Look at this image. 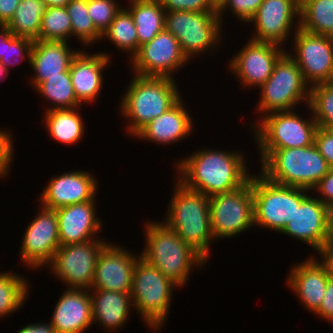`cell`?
Here are the masks:
<instances>
[{"label": "cell", "mask_w": 333, "mask_h": 333, "mask_svg": "<svg viewBox=\"0 0 333 333\" xmlns=\"http://www.w3.org/2000/svg\"><path fill=\"white\" fill-rule=\"evenodd\" d=\"M245 160L238 151L201 149L174 166L179 182L210 198L239 189L250 180Z\"/></svg>", "instance_id": "6da1fadb"}, {"label": "cell", "mask_w": 333, "mask_h": 333, "mask_svg": "<svg viewBox=\"0 0 333 333\" xmlns=\"http://www.w3.org/2000/svg\"><path fill=\"white\" fill-rule=\"evenodd\" d=\"M261 174L285 186L313 190L329 166L315 144L286 149H260Z\"/></svg>", "instance_id": "7a4b0ae2"}, {"label": "cell", "mask_w": 333, "mask_h": 333, "mask_svg": "<svg viewBox=\"0 0 333 333\" xmlns=\"http://www.w3.org/2000/svg\"><path fill=\"white\" fill-rule=\"evenodd\" d=\"M146 243L141 257L159 269L176 285L184 287L193 266H204L207 261L185 243L164 222H146Z\"/></svg>", "instance_id": "3957f363"}, {"label": "cell", "mask_w": 333, "mask_h": 333, "mask_svg": "<svg viewBox=\"0 0 333 333\" xmlns=\"http://www.w3.org/2000/svg\"><path fill=\"white\" fill-rule=\"evenodd\" d=\"M134 76L119 107L120 113L128 119L127 133L133 137L181 98L173 78Z\"/></svg>", "instance_id": "277c9868"}, {"label": "cell", "mask_w": 333, "mask_h": 333, "mask_svg": "<svg viewBox=\"0 0 333 333\" xmlns=\"http://www.w3.org/2000/svg\"><path fill=\"white\" fill-rule=\"evenodd\" d=\"M176 183L164 223L207 261L209 244L214 240L209 197L186 188L178 180Z\"/></svg>", "instance_id": "5b68a950"}, {"label": "cell", "mask_w": 333, "mask_h": 333, "mask_svg": "<svg viewBox=\"0 0 333 333\" xmlns=\"http://www.w3.org/2000/svg\"><path fill=\"white\" fill-rule=\"evenodd\" d=\"M179 287L154 265L140 257L133 272V307L152 331L164 326L169 314L173 290Z\"/></svg>", "instance_id": "8992f818"}, {"label": "cell", "mask_w": 333, "mask_h": 333, "mask_svg": "<svg viewBox=\"0 0 333 333\" xmlns=\"http://www.w3.org/2000/svg\"><path fill=\"white\" fill-rule=\"evenodd\" d=\"M252 192L254 225L281 232L310 191L274 183L260 173L252 174Z\"/></svg>", "instance_id": "52a82bcc"}, {"label": "cell", "mask_w": 333, "mask_h": 333, "mask_svg": "<svg viewBox=\"0 0 333 333\" xmlns=\"http://www.w3.org/2000/svg\"><path fill=\"white\" fill-rule=\"evenodd\" d=\"M289 53L285 51L279 57L272 74L260 87L262 95L256 110L264 116L272 112L289 111L304 101V104L309 105L311 87Z\"/></svg>", "instance_id": "ba28073f"}, {"label": "cell", "mask_w": 333, "mask_h": 333, "mask_svg": "<svg viewBox=\"0 0 333 333\" xmlns=\"http://www.w3.org/2000/svg\"><path fill=\"white\" fill-rule=\"evenodd\" d=\"M221 26L217 12H165V29L178 40L188 60L217 48L222 40Z\"/></svg>", "instance_id": "9c48e42d"}, {"label": "cell", "mask_w": 333, "mask_h": 333, "mask_svg": "<svg viewBox=\"0 0 333 333\" xmlns=\"http://www.w3.org/2000/svg\"><path fill=\"white\" fill-rule=\"evenodd\" d=\"M294 110L261 115L258 124L252 127L258 149L298 148L314 144L318 125L313 114L306 120Z\"/></svg>", "instance_id": "30bf717a"}, {"label": "cell", "mask_w": 333, "mask_h": 333, "mask_svg": "<svg viewBox=\"0 0 333 333\" xmlns=\"http://www.w3.org/2000/svg\"><path fill=\"white\" fill-rule=\"evenodd\" d=\"M209 205L214 240L233 238L255 226L252 175L239 189L211 196Z\"/></svg>", "instance_id": "8fae6325"}, {"label": "cell", "mask_w": 333, "mask_h": 333, "mask_svg": "<svg viewBox=\"0 0 333 333\" xmlns=\"http://www.w3.org/2000/svg\"><path fill=\"white\" fill-rule=\"evenodd\" d=\"M107 243L94 239L78 244L60 245L48 266L67 288L89 290L93 284L98 255Z\"/></svg>", "instance_id": "7c38bea8"}, {"label": "cell", "mask_w": 333, "mask_h": 333, "mask_svg": "<svg viewBox=\"0 0 333 333\" xmlns=\"http://www.w3.org/2000/svg\"><path fill=\"white\" fill-rule=\"evenodd\" d=\"M294 56L305 81L310 87L333 81V37L312 34L295 24Z\"/></svg>", "instance_id": "4fadbf2b"}, {"label": "cell", "mask_w": 333, "mask_h": 333, "mask_svg": "<svg viewBox=\"0 0 333 333\" xmlns=\"http://www.w3.org/2000/svg\"><path fill=\"white\" fill-rule=\"evenodd\" d=\"M131 61L137 76L173 78V73L189 60L175 36L163 29L151 41L141 45Z\"/></svg>", "instance_id": "5bb4252c"}, {"label": "cell", "mask_w": 333, "mask_h": 333, "mask_svg": "<svg viewBox=\"0 0 333 333\" xmlns=\"http://www.w3.org/2000/svg\"><path fill=\"white\" fill-rule=\"evenodd\" d=\"M320 251L333 233V211L308 195L296 206L292 220L280 232Z\"/></svg>", "instance_id": "9a60e30c"}, {"label": "cell", "mask_w": 333, "mask_h": 333, "mask_svg": "<svg viewBox=\"0 0 333 333\" xmlns=\"http://www.w3.org/2000/svg\"><path fill=\"white\" fill-rule=\"evenodd\" d=\"M39 210L21 242L20 259L29 269L48 265L60 246L56 211L43 206Z\"/></svg>", "instance_id": "2e32d148"}, {"label": "cell", "mask_w": 333, "mask_h": 333, "mask_svg": "<svg viewBox=\"0 0 333 333\" xmlns=\"http://www.w3.org/2000/svg\"><path fill=\"white\" fill-rule=\"evenodd\" d=\"M279 44L249 40L229 62V70L241 84L261 87L273 72L276 61L285 52ZM235 56V57H234Z\"/></svg>", "instance_id": "e0dca14e"}, {"label": "cell", "mask_w": 333, "mask_h": 333, "mask_svg": "<svg viewBox=\"0 0 333 333\" xmlns=\"http://www.w3.org/2000/svg\"><path fill=\"white\" fill-rule=\"evenodd\" d=\"M295 17H300V0H264L249 21L256 34L250 39L282 46L289 39Z\"/></svg>", "instance_id": "ac0fdd59"}, {"label": "cell", "mask_w": 333, "mask_h": 333, "mask_svg": "<svg viewBox=\"0 0 333 333\" xmlns=\"http://www.w3.org/2000/svg\"><path fill=\"white\" fill-rule=\"evenodd\" d=\"M139 255L108 242L98 255L91 289L131 293Z\"/></svg>", "instance_id": "d6986e66"}, {"label": "cell", "mask_w": 333, "mask_h": 333, "mask_svg": "<svg viewBox=\"0 0 333 333\" xmlns=\"http://www.w3.org/2000/svg\"><path fill=\"white\" fill-rule=\"evenodd\" d=\"M97 181L88 171L65 172L50 179L40 196L41 206L57 209L95 199Z\"/></svg>", "instance_id": "ffe728a7"}, {"label": "cell", "mask_w": 333, "mask_h": 333, "mask_svg": "<svg viewBox=\"0 0 333 333\" xmlns=\"http://www.w3.org/2000/svg\"><path fill=\"white\" fill-rule=\"evenodd\" d=\"M95 201L55 209L60 245L78 244L99 238L95 235L101 230L102 222L96 216Z\"/></svg>", "instance_id": "44dd1931"}, {"label": "cell", "mask_w": 333, "mask_h": 333, "mask_svg": "<svg viewBox=\"0 0 333 333\" xmlns=\"http://www.w3.org/2000/svg\"><path fill=\"white\" fill-rule=\"evenodd\" d=\"M287 280L288 287L298 296L304 307L311 312H316L321 303L331 276L321 260L311 258L290 269Z\"/></svg>", "instance_id": "7402d4cb"}, {"label": "cell", "mask_w": 333, "mask_h": 333, "mask_svg": "<svg viewBox=\"0 0 333 333\" xmlns=\"http://www.w3.org/2000/svg\"><path fill=\"white\" fill-rule=\"evenodd\" d=\"M50 323L56 333L85 332L93 324L89 290L67 288L55 305Z\"/></svg>", "instance_id": "603a6c76"}, {"label": "cell", "mask_w": 333, "mask_h": 333, "mask_svg": "<svg viewBox=\"0 0 333 333\" xmlns=\"http://www.w3.org/2000/svg\"><path fill=\"white\" fill-rule=\"evenodd\" d=\"M109 57L104 52L89 55L79 51L73 58L69 72L75 96L81 105L83 102H96L103 86V69L110 63Z\"/></svg>", "instance_id": "cb8c5ba5"}, {"label": "cell", "mask_w": 333, "mask_h": 333, "mask_svg": "<svg viewBox=\"0 0 333 333\" xmlns=\"http://www.w3.org/2000/svg\"><path fill=\"white\" fill-rule=\"evenodd\" d=\"M67 43L66 41H34L30 57V66L35 72L31 79L33 89L49 77L61 76L62 72L69 70L73 58L80 49L71 50Z\"/></svg>", "instance_id": "d4e9b609"}, {"label": "cell", "mask_w": 333, "mask_h": 333, "mask_svg": "<svg viewBox=\"0 0 333 333\" xmlns=\"http://www.w3.org/2000/svg\"><path fill=\"white\" fill-rule=\"evenodd\" d=\"M182 100L180 98L170 109L150 121L134 137L168 145L189 136L194 129L193 118Z\"/></svg>", "instance_id": "484cf974"}, {"label": "cell", "mask_w": 333, "mask_h": 333, "mask_svg": "<svg viewBox=\"0 0 333 333\" xmlns=\"http://www.w3.org/2000/svg\"><path fill=\"white\" fill-rule=\"evenodd\" d=\"M93 293H92V291ZM93 322H98L106 330L121 329L129 318L133 306L128 292H116L102 289H89Z\"/></svg>", "instance_id": "4316f807"}, {"label": "cell", "mask_w": 333, "mask_h": 333, "mask_svg": "<svg viewBox=\"0 0 333 333\" xmlns=\"http://www.w3.org/2000/svg\"><path fill=\"white\" fill-rule=\"evenodd\" d=\"M130 3V5H129ZM128 10L137 29L138 50L165 29V10L160 0H129Z\"/></svg>", "instance_id": "83f0119b"}, {"label": "cell", "mask_w": 333, "mask_h": 333, "mask_svg": "<svg viewBox=\"0 0 333 333\" xmlns=\"http://www.w3.org/2000/svg\"><path fill=\"white\" fill-rule=\"evenodd\" d=\"M78 108L46 111L43 118L48 134L65 144L78 143L85 130Z\"/></svg>", "instance_id": "f1b7e54d"}, {"label": "cell", "mask_w": 333, "mask_h": 333, "mask_svg": "<svg viewBox=\"0 0 333 333\" xmlns=\"http://www.w3.org/2000/svg\"><path fill=\"white\" fill-rule=\"evenodd\" d=\"M299 27L333 37V0H300Z\"/></svg>", "instance_id": "f546056e"}, {"label": "cell", "mask_w": 333, "mask_h": 333, "mask_svg": "<svg viewBox=\"0 0 333 333\" xmlns=\"http://www.w3.org/2000/svg\"><path fill=\"white\" fill-rule=\"evenodd\" d=\"M47 8L43 0H21L13 18L6 26L15 36L36 41Z\"/></svg>", "instance_id": "4dcf8cb0"}, {"label": "cell", "mask_w": 333, "mask_h": 333, "mask_svg": "<svg viewBox=\"0 0 333 333\" xmlns=\"http://www.w3.org/2000/svg\"><path fill=\"white\" fill-rule=\"evenodd\" d=\"M36 90L42 97L52 103L51 107L46 111L74 109L82 106L75 96L69 70L62 72L61 76L49 77Z\"/></svg>", "instance_id": "1f68e13d"}, {"label": "cell", "mask_w": 333, "mask_h": 333, "mask_svg": "<svg viewBox=\"0 0 333 333\" xmlns=\"http://www.w3.org/2000/svg\"><path fill=\"white\" fill-rule=\"evenodd\" d=\"M102 38H108L117 49L131 53V58L138 52L137 29L127 8L122 9L114 17Z\"/></svg>", "instance_id": "d6a6232c"}, {"label": "cell", "mask_w": 333, "mask_h": 333, "mask_svg": "<svg viewBox=\"0 0 333 333\" xmlns=\"http://www.w3.org/2000/svg\"><path fill=\"white\" fill-rule=\"evenodd\" d=\"M29 292V283L17 273H0V317L14 313L24 305Z\"/></svg>", "instance_id": "836d02e7"}, {"label": "cell", "mask_w": 333, "mask_h": 333, "mask_svg": "<svg viewBox=\"0 0 333 333\" xmlns=\"http://www.w3.org/2000/svg\"><path fill=\"white\" fill-rule=\"evenodd\" d=\"M71 19V37L74 35L84 45H91L102 39L88 14L87 0H71L66 6Z\"/></svg>", "instance_id": "e575fe53"}, {"label": "cell", "mask_w": 333, "mask_h": 333, "mask_svg": "<svg viewBox=\"0 0 333 333\" xmlns=\"http://www.w3.org/2000/svg\"><path fill=\"white\" fill-rule=\"evenodd\" d=\"M71 37V19L66 7H48L40 26L42 41H66Z\"/></svg>", "instance_id": "d590c367"}, {"label": "cell", "mask_w": 333, "mask_h": 333, "mask_svg": "<svg viewBox=\"0 0 333 333\" xmlns=\"http://www.w3.org/2000/svg\"><path fill=\"white\" fill-rule=\"evenodd\" d=\"M307 107L319 127L333 130V81L313 85Z\"/></svg>", "instance_id": "8d00e7d4"}, {"label": "cell", "mask_w": 333, "mask_h": 333, "mask_svg": "<svg viewBox=\"0 0 333 333\" xmlns=\"http://www.w3.org/2000/svg\"><path fill=\"white\" fill-rule=\"evenodd\" d=\"M117 3L116 0H87L90 19L102 35L122 9Z\"/></svg>", "instance_id": "74e56055"}, {"label": "cell", "mask_w": 333, "mask_h": 333, "mask_svg": "<svg viewBox=\"0 0 333 333\" xmlns=\"http://www.w3.org/2000/svg\"><path fill=\"white\" fill-rule=\"evenodd\" d=\"M34 41L28 38L24 37H18L15 36L14 34H11L7 39H6V51H5V56L2 58L0 61L9 71V67L14 66V64H19V60L16 61L17 58L15 57H21L20 60L21 62L23 61L24 58L28 60V64H30V57H31V50L33 46ZM27 55V56H26ZM12 57L14 59H12ZM14 60V61H12Z\"/></svg>", "instance_id": "f35d334b"}, {"label": "cell", "mask_w": 333, "mask_h": 333, "mask_svg": "<svg viewBox=\"0 0 333 333\" xmlns=\"http://www.w3.org/2000/svg\"><path fill=\"white\" fill-rule=\"evenodd\" d=\"M264 0H225L224 3L217 9L218 16L222 24V15L227 7H229L234 16L242 22H249L250 19L258 11L259 6ZM224 11V12H223Z\"/></svg>", "instance_id": "ab89813d"}, {"label": "cell", "mask_w": 333, "mask_h": 333, "mask_svg": "<svg viewBox=\"0 0 333 333\" xmlns=\"http://www.w3.org/2000/svg\"><path fill=\"white\" fill-rule=\"evenodd\" d=\"M163 9L170 11L217 12L210 0H160Z\"/></svg>", "instance_id": "60d3db41"}, {"label": "cell", "mask_w": 333, "mask_h": 333, "mask_svg": "<svg viewBox=\"0 0 333 333\" xmlns=\"http://www.w3.org/2000/svg\"><path fill=\"white\" fill-rule=\"evenodd\" d=\"M314 144L326 159L329 169H333V130L319 127L316 129Z\"/></svg>", "instance_id": "b9f144b4"}, {"label": "cell", "mask_w": 333, "mask_h": 333, "mask_svg": "<svg viewBox=\"0 0 333 333\" xmlns=\"http://www.w3.org/2000/svg\"><path fill=\"white\" fill-rule=\"evenodd\" d=\"M8 132L0 130V179L7 176V172L10 171V163L13 160V137Z\"/></svg>", "instance_id": "7bdbcfd3"}, {"label": "cell", "mask_w": 333, "mask_h": 333, "mask_svg": "<svg viewBox=\"0 0 333 333\" xmlns=\"http://www.w3.org/2000/svg\"><path fill=\"white\" fill-rule=\"evenodd\" d=\"M321 194L317 197L325 206L333 211V169H329L327 174L318 182L313 191Z\"/></svg>", "instance_id": "ee69618b"}, {"label": "cell", "mask_w": 333, "mask_h": 333, "mask_svg": "<svg viewBox=\"0 0 333 333\" xmlns=\"http://www.w3.org/2000/svg\"><path fill=\"white\" fill-rule=\"evenodd\" d=\"M323 320L333 323V277L328 279L327 287L319 309L314 313Z\"/></svg>", "instance_id": "f6af8a7d"}, {"label": "cell", "mask_w": 333, "mask_h": 333, "mask_svg": "<svg viewBox=\"0 0 333 333\" xmlns=\"http://www.w3.org/2000/svg\"><path fill=\"white\" fill-rule=\"evenodd\" d=\"M21 0H0V25H7L13 18Z\"/></svg>", "instance_id": "bcb514c9"}, {"label": "cell", "mask_w": 333, "mask_h": 333, "mask_svg": "<svg viewBox=\"0 0 333 333\" xmlns=\"http://www.w3.org/2000/svg\"><path fill=\"white\" fill-rule=\"evenodd\" d=\"M318 254L321 255L319 258L323 259L321 261L325 264L329 274L333 277V233Z\"/></svg>", "instance_id": "7dc6e473"}, {"label": "cell", "mask_w": 333, "mask_h": 333, "mask_svg": "<svg viewBox=\"0 0 333 333\" xmlns=\"http://www.w3.org/2000/svg\"><path fill=\"white\" fill-rule=\"evenodd\" d=\"M17 333H56L51 323L29 324L21 328Z\"/></svg>", "instance_id": "c3c4849f"}, {"label": "cell", "mask_w": 333, "mask_h": 333, "mask_svg": "<svg viewBox=\"0 0 333 333\" xmlns=\"http://www.w3.org/2000/svg\"><path fill=\"white\" fill-rule=\"evenodd\" d=\"M0 61L5 56L6 39L12 34L6 25H0Z\"/></svg>", "instance_id": "681fc988"}, {"label": "cell", "mask_w": 333, "mask_h": 333, "mask_svg": "<svg viewBox=\"0 0 333 333\" xmlns=\"http://www.w3.org/2000/svg\"><path fill=\"white\" fill-rule=\"evenodd\" d=\"M48 7H66L71 0H43Z\"/></svg>", "instance_id": "f907efd6"}, {"label": "cell", "mask_w": 333, "mask_h": 333, "mask_svg": "<svg viewBox=\"0 0 333 333\" xmlns=\"http://www.w3.org/2000/svg\"><path fill=\"white\" fill-rule=\"evenodd\" d=\"M9 71L7 70V68L0 62V79L2 80L4 77H6L5 75H8Z\"/></svg>", "instance_id": "816d5d0a"}, {"label": "cell", "mask_w": 333, "mask_h": 333, "mask_svg": "<svg viewBox=\"0 0 333 333\" xmlns=\"http://www.w3.org/2000/svg\"><path fill=\"white\" fill-rule=\"evenodd\" d=\"M210 1L218 9L224 3L225 0H210Z\"/></svg>", "instance_id": "f5cc1de1"}]
</instances>
